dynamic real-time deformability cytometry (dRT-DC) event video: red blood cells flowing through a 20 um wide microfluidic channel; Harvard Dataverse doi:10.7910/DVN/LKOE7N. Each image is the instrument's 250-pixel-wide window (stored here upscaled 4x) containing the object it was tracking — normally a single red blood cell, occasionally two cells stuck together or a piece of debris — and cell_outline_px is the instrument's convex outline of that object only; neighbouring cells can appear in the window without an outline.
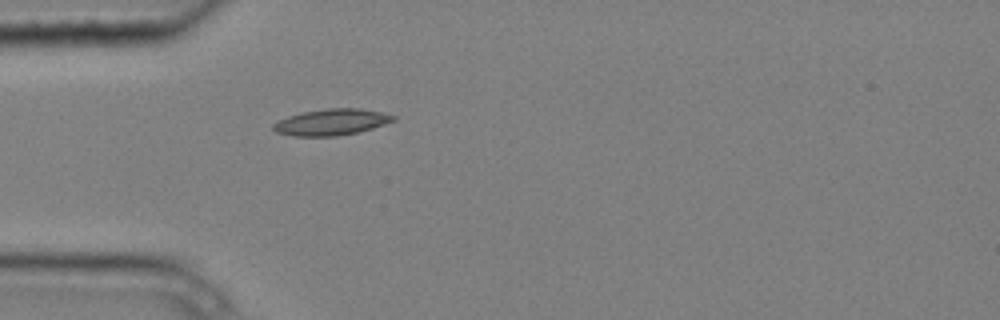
{"species": "common noctule bat (a hibernating species)", "species_latin": "Nyctalus noctula", "temperature_condition": "cold", "stored_images_in_passage": 5, "camera_frame_rate_fps": 3000, "um_per_image_px": 0.085, "animal": {"sex": "male", "body_mass_g": 20.4}, "frame": {"image": 1, "passage_image": 5, "time_ms": 1.333, "image_size_px": [1000, 320], "cell_outline_px": [[396, 120], [372, 128], [356, 132], [336, 136], [292, 136], [276, 132], [272, 128], [272, 124], [288, 116], [300, 112], [328, 108], [360, 108], [380, 112], [396, 116]], "centroid_in_image_um": [28.15, 10.37], "position_along_channel_um": 56.9, "area_um2": 18.32}}